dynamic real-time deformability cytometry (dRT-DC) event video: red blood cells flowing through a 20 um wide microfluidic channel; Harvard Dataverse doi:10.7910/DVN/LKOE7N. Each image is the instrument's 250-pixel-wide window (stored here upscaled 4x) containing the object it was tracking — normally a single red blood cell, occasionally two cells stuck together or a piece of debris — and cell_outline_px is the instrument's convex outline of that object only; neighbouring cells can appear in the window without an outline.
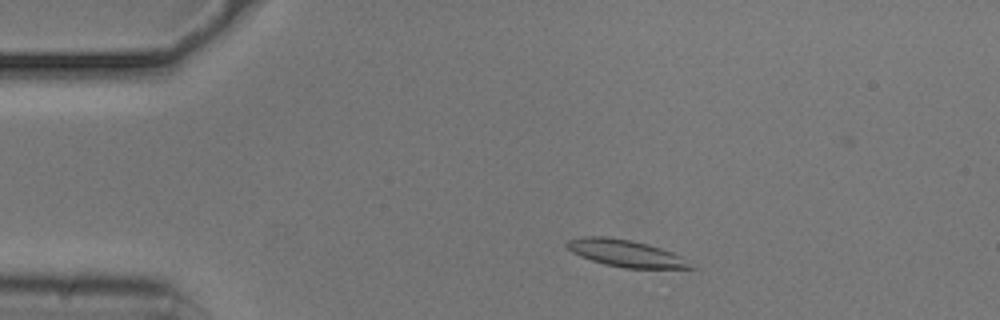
{"species": "common noctule bat (a hibernating species)", "species_latin": "Nyctalus noctula", "temperature_condition": "cold", "stored_images_in_passage": 24, "camera_frame_rate_fps": 3000, "um_per_image_px": 0.085, "animal": {"sex": "male", "body_mass_g": 20.5, "forearm_length_mm": 52.5}, "frame": {"image": 1, "passage_image": 7, "time_ms": 2.0, "image_size_px": [1000, 320], "cell_outline_px": [[696, 268], [624, 268], [592, 260], [580, 256], [572, 252], [564, 244], [568, 240], [584, 236], [608, 236], [632, 240], [648, 244], [672, 252], [680, 256]], "centroid_in_image_um": [53.15, 21.51], "position_along_channel_um": 31.9, "area_um2": 19.19}}
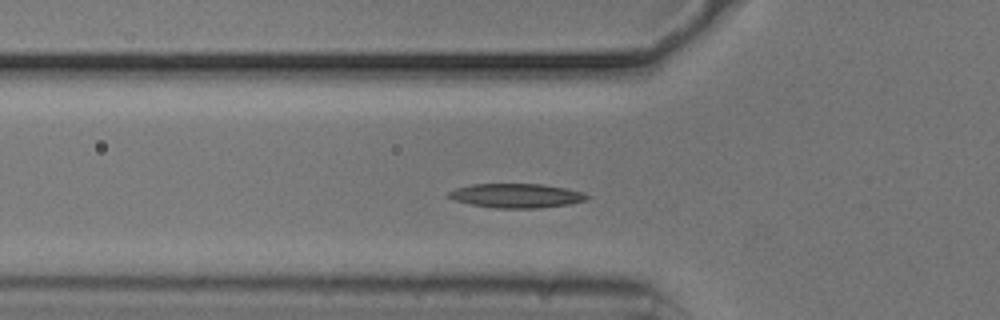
{"frame": {"image": 2, "passage_image": 15, "time_ms": 4.667, "image_size_px": [1000, 320], "cell_outline_px": [[592, 196], [588, 200], [568, 204], [536, 208], [496, 208], [472, 204], [456, 200], [448, 196], [448, 192], [456, 188], [472, 184], [544, 184], [564, 188], [580, 192]], "centroid_in_image_um": [43.92, 16.63], "position_along_channel_um": 81.9, "area_um2": 19.31}}
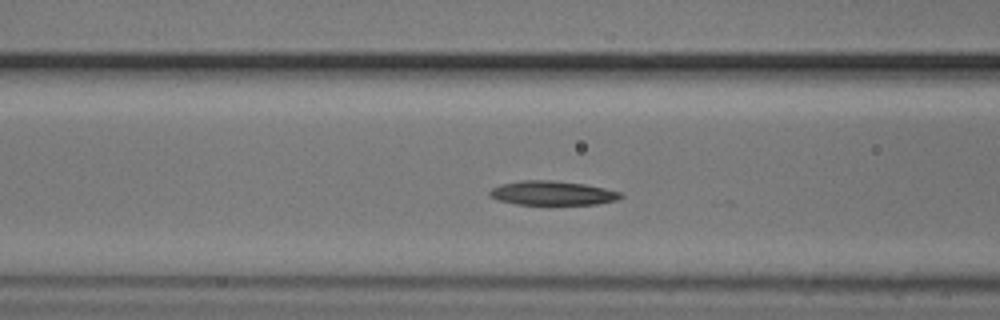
{"frame": {"image": 3, "passage_image": 18, "time_ms": 5.667, "image_size_px": [1000, 320], "cell_outline_px": [[624, 196], [616, 200], [596, 204], [516, 204], [496, 200], [488, 196], [488, 192], [492, 188], [504, 184], [520, 180], [552, 180], [584, 184], [604, 188], [620, 192]], "centroid_in_image_um": [46.92, 16.41], "position_along_channel_um": 119.7, "area_um2": 18.38}}